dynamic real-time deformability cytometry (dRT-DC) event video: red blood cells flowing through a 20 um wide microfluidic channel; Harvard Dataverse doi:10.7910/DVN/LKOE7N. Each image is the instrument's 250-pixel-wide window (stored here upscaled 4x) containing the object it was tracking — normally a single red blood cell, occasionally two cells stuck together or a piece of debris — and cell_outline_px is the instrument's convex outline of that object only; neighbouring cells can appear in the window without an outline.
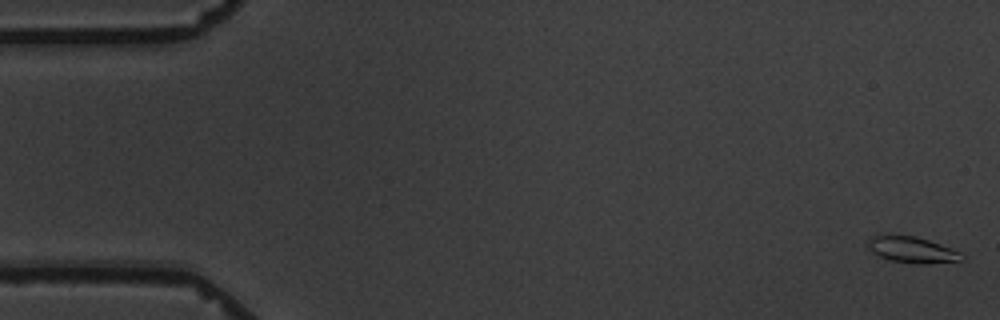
{"species": "common noctule bat (a hibernating species)", "species_latin": "Nyctalus noctula", "temperature_condition": "warm", "stored_images_in_passage": 6, "camera_frame_rate_fps": 3000, "um_per_image_px": 0.085, "animal": {"sex": "male", "body_mass_g": 19.5, "forearm_length_mm": 54.6}, "frame": {"image": 1, "passage_image": 1, "time_ms": 0.0, "image_size_px": [1000, 320], "cell_outline_px": [[964, 260], [924, 264], [916, 264], [888, 260], [872, 252], [868, 248], [868, 240], [872, 236], [916, 236], [940, 244], [960, 252], [964, 256]], "centroid_in_image_um": [77.54, 21.25], "position_along_channel_um": 7.5, "area_um2": 14.1}}
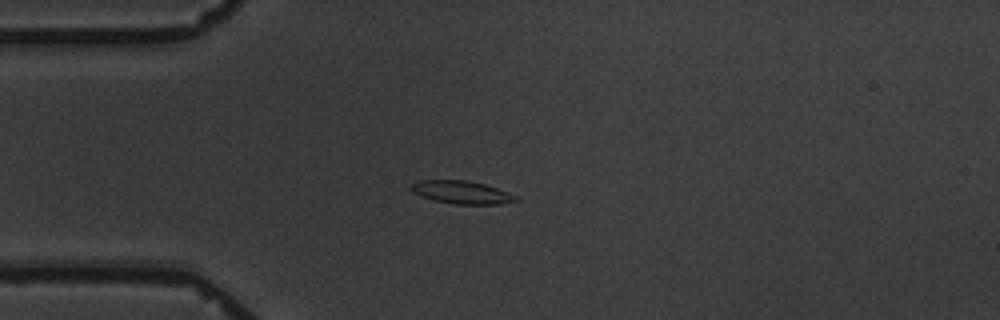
{"frame": {"image": 2, "passage_image": 5, "time_ms": 4.667, "image_size_px": [1000, 320], "cell_outline_px": [[520, 200], [496, 204], [456, 204], [436, 200], [420, 196], [412, 192], [408, 188], [408, 184], [420, 180], [468, 180], [484, 184], [508, 192], [516, 196]], "centroid_in_image_um": [39.17, 16.33], "position_along_channel_um": 45.8, "area_um2": 13.99}}